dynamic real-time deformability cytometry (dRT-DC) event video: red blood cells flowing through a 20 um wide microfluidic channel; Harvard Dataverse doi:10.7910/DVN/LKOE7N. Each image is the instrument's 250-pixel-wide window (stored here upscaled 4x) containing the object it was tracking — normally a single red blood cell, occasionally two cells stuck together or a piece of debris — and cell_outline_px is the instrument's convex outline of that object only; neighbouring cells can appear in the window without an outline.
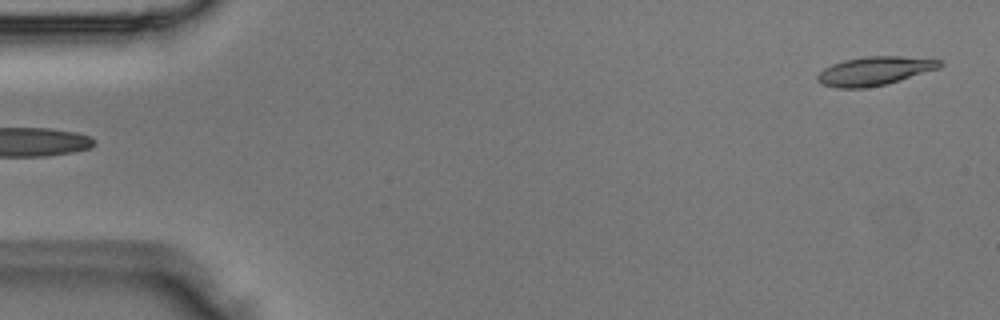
{"species": "Egyptian fruit bat (a non-hibernating species)", "species_latin": "Rousettus aegyptiacus", "temperature_condition": "room temperature", "stored_images_in_passage": 2, "segment_of_instrument_passage": [2, 2], "camera_frame_rate_fps": 3000, "um_per_image_px": 0.085, "animal": {"sex": "male"}, "frame": {"image": 1, "passage_image": 2, "time_ms": 0.333, "image_size_px": [1000, 320], "cell_outline_px": [[944, 64], [940, 68], [884, 84], [864, 88], [836, 88], [820, 84], [816, 80], [816, 76], [824, 68], [832, 64], [844, 60], [868, 56], [900, 56], [940, 60]], "centroid_in_image_um": [74.29, 6.03], "position_along_channel_um": 10.7, "area_um2": 20.29}}